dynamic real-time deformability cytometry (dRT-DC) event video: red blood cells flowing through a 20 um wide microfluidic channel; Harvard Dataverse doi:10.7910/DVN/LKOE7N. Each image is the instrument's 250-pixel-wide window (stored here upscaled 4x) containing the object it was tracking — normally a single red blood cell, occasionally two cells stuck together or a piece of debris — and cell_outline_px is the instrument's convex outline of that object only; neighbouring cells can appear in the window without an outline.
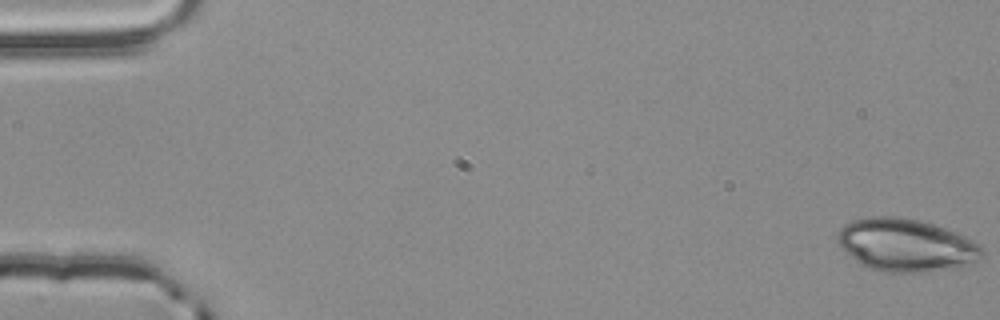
{"species": "common noctule bat (a hibernating species)", "species_latin": "Nyctalus noctula", "temperature_condition": "room temperature", "stored_images_in_passage": 4, "camera_frame_rate_fps": 3000, "um_per_image_px": 0.085, "animal": {"sex": "male", "body_mass_g": 20.4}, "frame": {"image": 1, "passage_image": 1, "time_ms": 0.0, "image_size_px": [1000, 320], "cell_outline_px": [[984, 256], [968, 264], [924, 272], [884, 272], [868, 268], [856, 260], [836, 240], [836, 236], [840, 228], [844, 224], [852, 220], [868, 216], [896, 216], [920, 220], [956, 232], [964, 236], [976, 244], [984, 252]], "centroid_in_image_um": [76.96, 20.81], "position_along_channel_um": 8.0, "area_um2": 43.87}}